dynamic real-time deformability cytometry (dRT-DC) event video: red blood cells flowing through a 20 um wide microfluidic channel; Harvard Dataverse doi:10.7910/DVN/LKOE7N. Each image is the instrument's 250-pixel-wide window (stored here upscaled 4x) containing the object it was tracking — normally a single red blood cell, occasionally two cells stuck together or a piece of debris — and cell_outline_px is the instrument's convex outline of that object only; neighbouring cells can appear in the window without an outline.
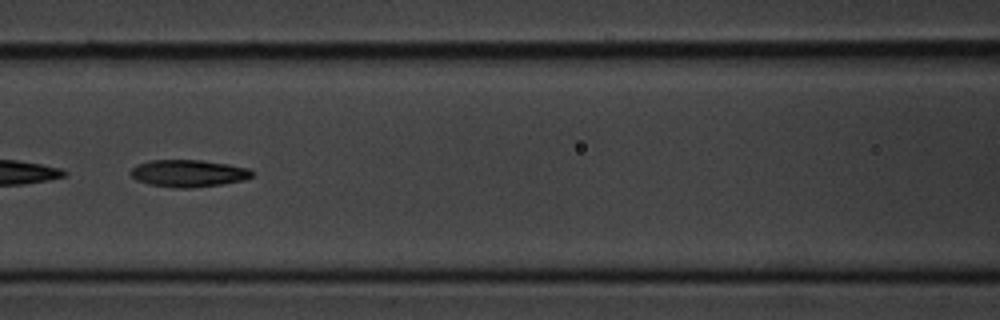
{"species": "common noctule bat (a hibernating species)", "species_latin": "Nyctalus noctula", "temperature_condition": "cold", "stored_images_in_passage": 5, "camera_frame_rate_fps": 3000, "um_per_image_px": 0.085, "animal": {"sex": "male", "body_mass_g": 20.1, "forearm_length_mm": 53.5}, "frame": {"image": 1, "passage_image": 5, "time_ms": 5.0, "image_size_px": [1000, 320], "cell_outline_px": [[252, 176], [244, 180], [220, 184], [192, 188], [176, 188], [148, 184], [136, 180], [132, 176], [132, 168], [136, 164], [148, 160], [200, 160], [228, 164], [248, 168], [252, 172]], "centroid_in_image_um": [15.99, 14.73], "position_along_channel_um": 150.6, "area_um2": 19.13}}